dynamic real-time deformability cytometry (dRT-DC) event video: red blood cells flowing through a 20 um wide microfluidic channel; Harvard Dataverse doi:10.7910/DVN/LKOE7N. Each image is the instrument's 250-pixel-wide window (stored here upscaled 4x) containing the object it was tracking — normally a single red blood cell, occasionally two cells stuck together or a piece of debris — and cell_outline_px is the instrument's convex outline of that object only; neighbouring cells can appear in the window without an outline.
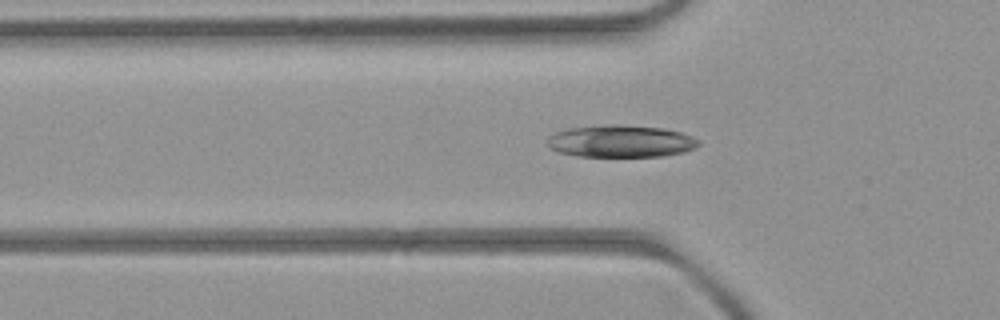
{"species": "common noctule bat (a hibernating species)", "species_latin": "Nyctalus noctula", "temperature_condition": "room temperature", "stored_images_in_passage": 6, "camera_frame_rate_fps": 3000, "um_per_image_px": 0.085, "animal": {"sex": "female", "body_mass_g": 21.9}, "frame": {"image": 1, "passage_image": 6, "time_ms": 6.667, "image_size_px": [1000, 320], "cell_outline_px": [[700, 144], [696, 148], [684, 152], [664, 156], [576, 156], [560, 152], [548, 148], [544, 144], [548, 136], [556, 132], [568, 128], [608, 124], [612, 124], [664, 128], [680, 132], [692, 136], [700, 140]], "centroid_in_image_um": [52.75, 12.0], "position_along_channel_um": 73.1, "area_um2": 28.67}}